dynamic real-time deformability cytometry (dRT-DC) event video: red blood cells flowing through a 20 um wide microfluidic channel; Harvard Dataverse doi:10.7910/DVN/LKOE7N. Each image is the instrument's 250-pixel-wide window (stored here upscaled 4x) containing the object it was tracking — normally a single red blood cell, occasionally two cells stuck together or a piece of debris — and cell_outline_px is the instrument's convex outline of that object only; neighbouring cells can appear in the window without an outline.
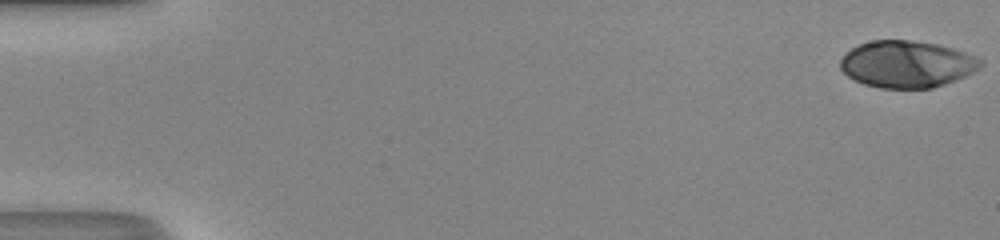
{"species": "human", "species_latin": "Homo sapiens", "temperature_condition": "room temperature", "stored_images_in_passage": 44, "camera_frame_rate_fps": 3000, "um_per_image_px": 0.085, "donor": {"sex": "male"}, "frame": {"image": 1, "passage_image": 1, "time_ms": 0.0, "image_size_px": [1000, 240], "cell_outline_px": [[984, 64], [980, 68], [956, 80], [932, 88], [880, 88], [864, 84], [848, 76], [840, 68], [840, 60], [852, 48], [860, 44], [872, 40], [912, 40], [936, 44], [952, 48], [976, 56], [984, 60]], "centroid_in_image_um": [77.11, 5.45], "position_along_channel_um": 7.9, "area_um2": 38.21}}
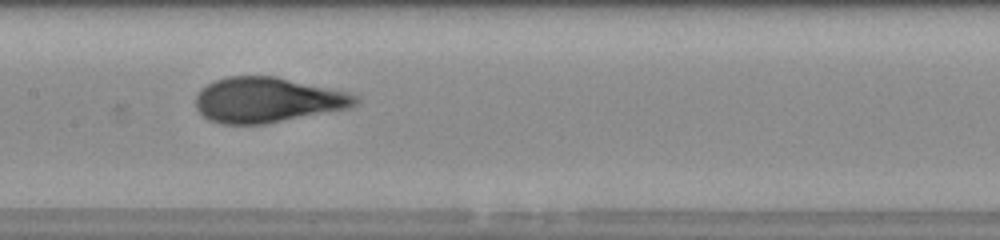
{"frame": {"image": 2, "passage_image": 26, "time_ms": 8.333, "image_size_px": [1000, 240], "cell_outline_px": [[360, 100], [352, 108], [264, 124], [224, 124], [208, 120], [196, 108], [196, 96], [200, 88], [216, 80], [228, 76], [276, 76], [348, 92], [356, 96]], "centroid_in_image_um": [22.74, 8.5], "position_along_channel_um": 184.7, "area_um2": 42.14}}
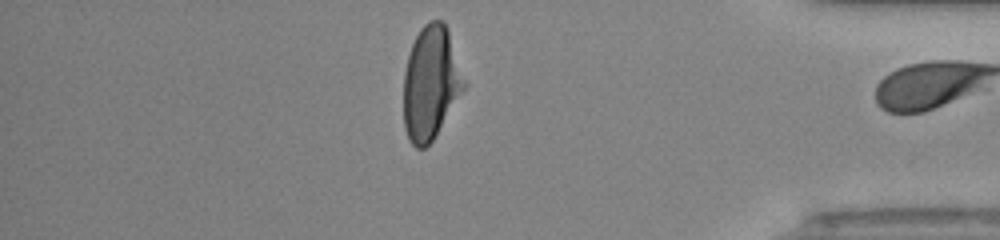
{"frame": {"image": 3, "passage_image": 43, "time_ms": 14.0, "image_size_px": [1000, 240], "cell_outline_px": [[468, 84], [432, 140], [424, 148], [416, 148], [408, 140], [404, 128], [404, 72], [408, 56], [412, 44], [420, 28], [424, 24], [432, 20], [444, 20], [448, 28]], "centroid_in_image_um": [36.64, 7.02], "position_along_channel_um": 398.6, "area_um2": 40.29}, "authors_computed_cell_mechanics": {"area_um2": 41.3559, "velocity_mm_per_s": 4.3343, "shape_relaxation_time_tau1_ms": 4.6062, "shape_relaxation_time_tau2_ms": null, "deformation_change_tau1": 0.2142, "deformation_change_tau2": null}}